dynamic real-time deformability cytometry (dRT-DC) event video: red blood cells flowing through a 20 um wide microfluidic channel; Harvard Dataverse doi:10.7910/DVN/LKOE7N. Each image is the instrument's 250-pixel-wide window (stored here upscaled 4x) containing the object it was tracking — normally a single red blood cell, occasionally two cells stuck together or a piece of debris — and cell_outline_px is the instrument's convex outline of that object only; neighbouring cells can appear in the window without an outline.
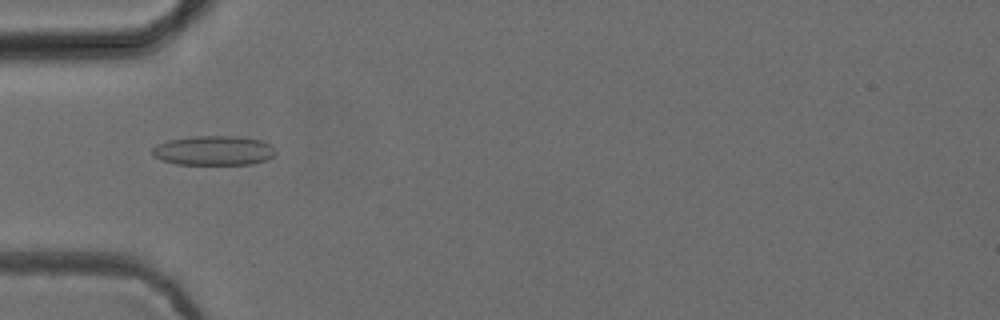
{"species": "common noctule bat (a hibernating species)", "species_latin": "Nyctalus noctula", "temperature_condition": "cold", "stored_images_in_passage": 44, "camera_frame_rate_fps": 3000, "um_per_image_px": 0.085, "animal": {"sex": "female", "body_mass_g": 24.6, "forearm_length_mm": 56.2}, "frame": {"image": 1, "passage_image": 9, "time_ms": 2.667, "image_size_px": [1000, 320], "cell_outline_px": [[276, 152], [268, 160], [252, 164], [176, 164], [160, 160], [152, 156], [152, 148], [156, 144], [168, 140], [192, 136], [240, 136], [260, 140], [272, 144], [276, 148]], "centroid_in_image_um": [18.17, 12.79], "position_along_channel_um": 66.8, "area_um2": 21.56}}
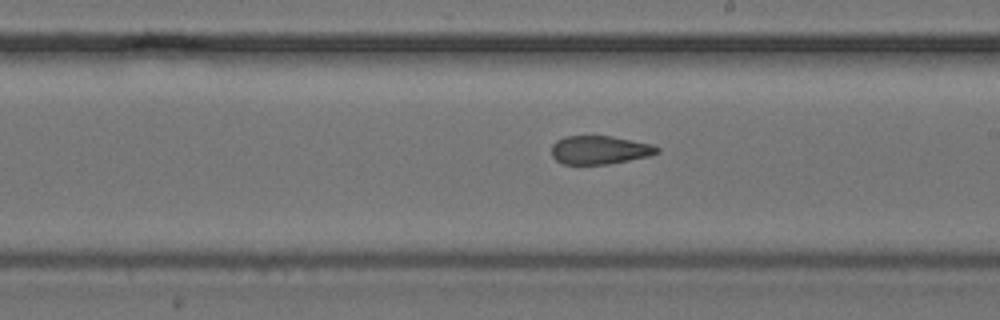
{"frame": {"image": 2, "passage_image": 22, "time_ms": 7.0, "image_size_px": [1000, 320], "cell_outline_px": [[660, 152], [652, 156], [608, 164], [564, 164], [556, 160], [552, 156], [552, 144], [556, 140], [564, 136], [612, 136], [652, 144], [660, 148]], "centroid_in_image_um": [51.0, 12.74], "position_along_channel_um": 238.0, "area_um2": 17.69}}
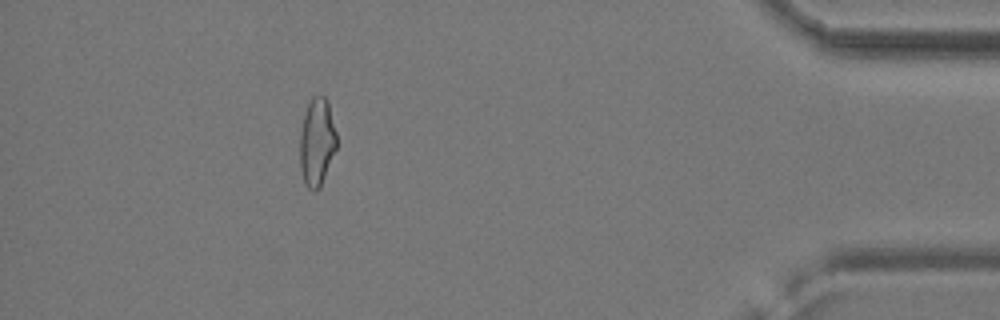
{"frame": {"image": 3, "passage_image": 39, "time_ms": 12.667, "image_size_px": [1000, 320], "cell_outline_px": [[336, 148], [320, 188], [316, 192], [312, 192], [304, 184], [300, 168], [300, 132], [304, 116], [308, 104], [312, 96], [324, 96], [328, 100], [336, 132]], "centroid_in_image_um": [26.93, 12.1], "position_along_channel_um": 408.3, "area_um2": 18.9}, "authors_computed_cell_mechanics": {"area_um2": 18.9006, "velocity_mm_per_s": 3.9548, "shape_relaxation_time_tau1_ms": null, "shape_relaxation_time_tau2_ms": 2.0924, "deformation_change_tau1": null, "deformation_change_tau2": 0.091}}